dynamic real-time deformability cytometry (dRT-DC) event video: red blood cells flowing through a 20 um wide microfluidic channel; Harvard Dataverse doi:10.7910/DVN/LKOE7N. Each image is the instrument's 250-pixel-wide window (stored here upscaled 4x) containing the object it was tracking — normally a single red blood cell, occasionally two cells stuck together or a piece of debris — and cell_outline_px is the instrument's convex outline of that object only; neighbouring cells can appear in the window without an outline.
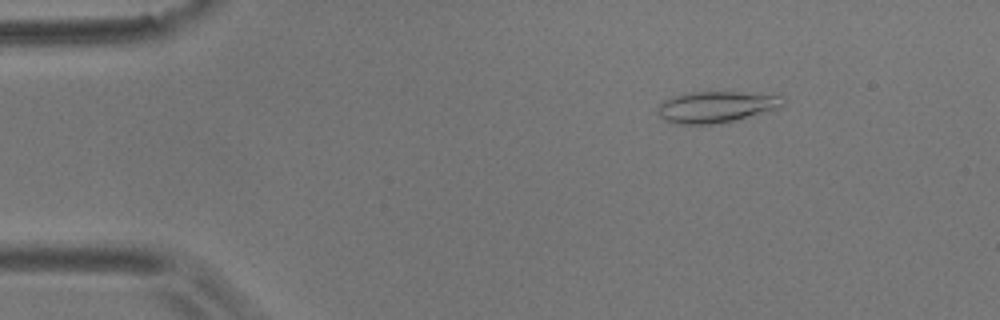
{"species": "common noctule bat (a hibernating species)", "species_latin": "Nyctalus noctula", "temperature_condition": "room temperature", "stored_images_in_passage": 5, "camera_frame_rate_fps": 3000, "um_per_image_px": 0.085, "animal": {"sex": "male", "body_mass_g": 17.9}, "frame": {"image": 1, "passage_image": 3, "time_ms": 0.667, "image_size_px": [1000, 320], "cell_outline_px": [[788, 100], [776, 112], [716, 124], [676, 124], [660, 116], [660, 104], [664, 100], [672, 96], [684, 92], [780, 92]], "centroid_in_image_um": [61.13, 9.06], "position_along_channel_um": 23.9, "area_um2": 23.93}}